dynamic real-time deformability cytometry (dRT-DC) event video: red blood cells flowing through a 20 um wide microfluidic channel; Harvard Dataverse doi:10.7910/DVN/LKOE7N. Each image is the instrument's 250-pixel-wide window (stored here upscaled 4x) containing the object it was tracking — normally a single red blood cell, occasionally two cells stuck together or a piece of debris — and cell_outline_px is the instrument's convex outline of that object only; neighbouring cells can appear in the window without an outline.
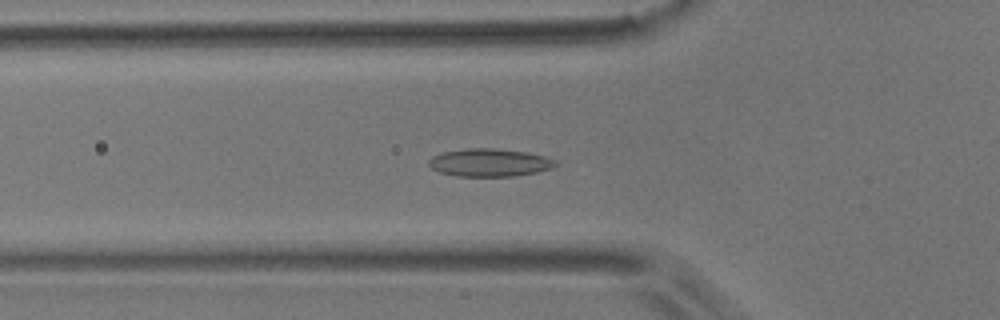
{"species": "common noctule bat (a hibernating species)", "species_latin": "Nyctalus noctula", "temperature_condition": "room temperature", "stored_images_in_passage": 42, "camera_frame_rate_fps": 3000, "um_per_image_px": 0.085, "animal": {"sex": "male", "body_mass_g": 17.9}, "frame": {"image": 1, "passage_image": 6, "time_ms": 1.667, "image_size_px": [1000, 320], "cell_outline_px": [[556, 164], [552, 168], [536, 172], [512, 176], [456, 176], [440, 172], [432, 168], [428, 164], [428, 160], [432, 156], [444, 152], [464, 148], [496, 148], [528, 152], [544, 156], [556, 160]], "centroid_in_image_um": [41.6, 13.81], "position_along_channel_um": 84.2, "area_um2": 20.58}}
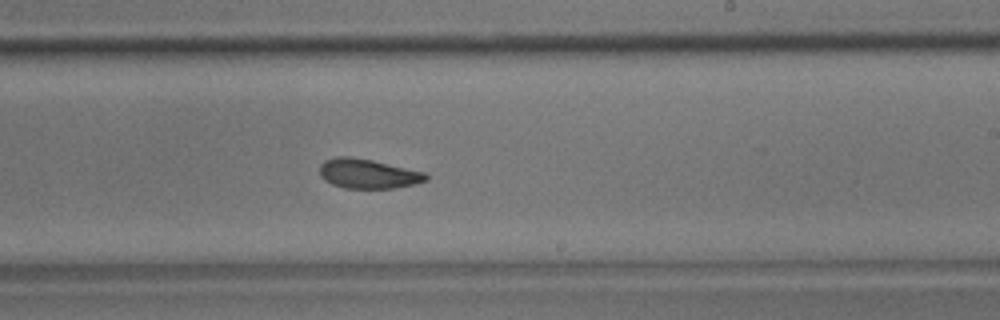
{"frame": {"image": 2, "passage_image": 20, "time_ms": 6.333, "image_size_px": [1000, 320], "cell_outline_px": [[428, 180], [412, 184], [392, 188], [344, 188], [332, 184], [324, 180], [320, 176], [320, 164], [324, 160], [336, 156], [348, 156], [372, 160], [424, 172], [428, 176]], "centroid_in_image_um": [31.23, 14.76], "position_along_channel_um": 257.8, "area_um2": 18.21}}
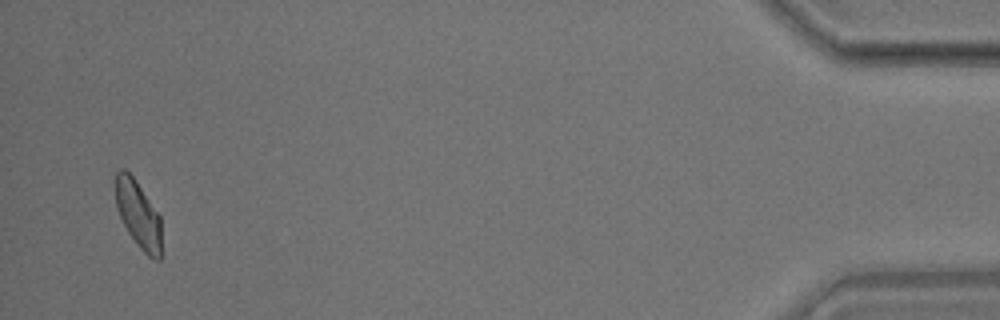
{"frame": {"image": 3, "passage_image": 40, "time_ms": 13.0, "image_size_px": [1000, 320], "cell_outline_px": [[164, 256], [160, 260], [152, 260], [140, 248], [128, 232], [116, 208], [112, 176], [120, 168], [124, 168], [136, 180], [160, 216]], "centroid_in_image_um": [11.75, 18.23], "position_along_channel_um": 423.4, "area_um2": 18.9}, "authors_computed_cell_mechanics": {"area_um2": 18.496, "velocity_mm_per_s": 3.7071, "shape_relaxation_time_tau1_ms": 8.3627, "shape_relaxation_time_tau2_ms": 1.5301, "deformation_change_tau1": 0.168, "deformation_change_tau2": 0.0676}}